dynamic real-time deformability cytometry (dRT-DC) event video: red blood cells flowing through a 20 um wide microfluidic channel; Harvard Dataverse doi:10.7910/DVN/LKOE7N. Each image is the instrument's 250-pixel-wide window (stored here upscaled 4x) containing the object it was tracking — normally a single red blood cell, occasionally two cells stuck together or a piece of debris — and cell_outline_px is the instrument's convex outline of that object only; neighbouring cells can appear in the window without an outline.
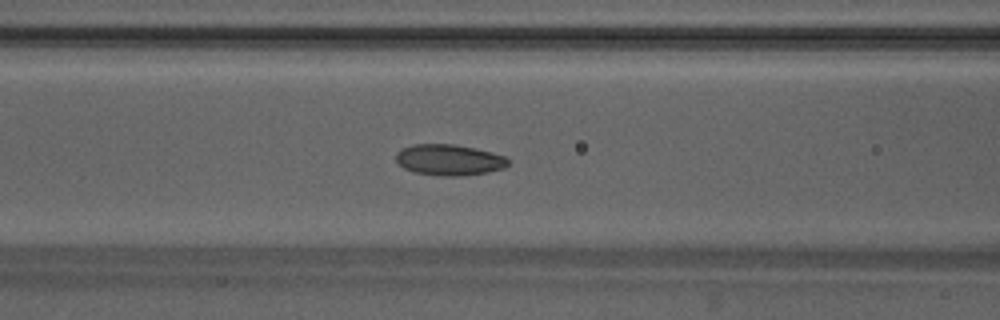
{"species": "Egyptian fruit bat (a non-hibernating species)", "species_latin": "Rousettus aegyptiacus", "temperature_condition": "warm", "stored_images_in_passage": 48, "camera_frame_rate_fps": 3000, "um_per_image_px": 0.085, "animal": {"sex": "male"}, "frame": {"image": 1, "passage_image": 20, "time_ms": 6.333, "image_size_px": [1000, 320], "cell_outline_px": [[508, 164], [504, 168], [488, 172], [460, 176], [444, 176], [416, 172], [404, 168], [396, 160], [396, 152], [400, 148], [412, 144], [452, 144], [476, 148], [492, 152], [504, 156], [508, 160]], "centroid_in_image_um": [38.16, 13.58], "position_along_channel_um": 128.4, "area_um2": 20.23}}
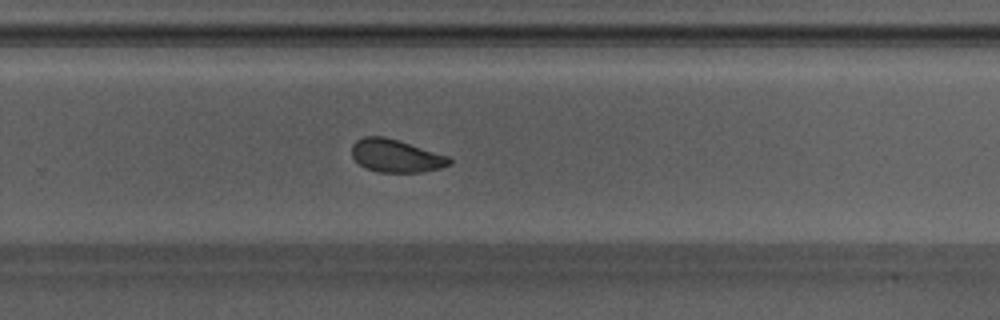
{"frame": {"image": 2, "passage_image": 32, "time_ms": 10.333, "image_size_px": [1000, 320], "cell_outline_px": [[452, 164], [440, 168], [424, 172], [380, 172], [364, 168], [352, 156], [352, 144], [356, 140], [364, 136], [384, 136], [448, 156], [452, 160]], "centroid_in_image_um": [33.64, 13.25], "position_along_channel_um": 296.2, "area_um2": 18.61}}
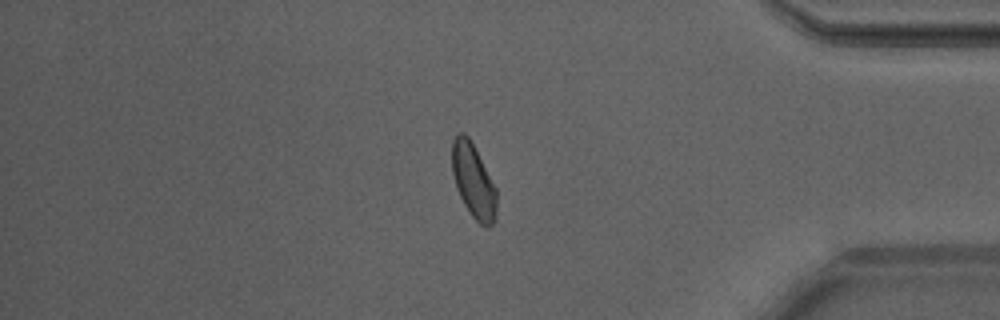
{"frame": {"image": 3, "passage_image": 41, "time_ms": 13.333, "image_size_px": [1000, 320], "cell_outline_px": [[496, 220], [492, 224], [484, 228], [472, 216], [464, 204], [456, 188], [452, 172], [452, 140], [456, 132], [464, 132], [468, 136], [496, 188]], "centroid_in_image_um": [40.22, 15.38], "position_along_channel_um": 395.0, "area_um2": 19.19}, "authors_computed_cell_mechanics": {"area_um2": 19.4786, "velocity_mm_per_s": 4.2044, "shape_relaxation_time_tau1_ms": 4.1811, "shape_relaxation_time_tau2_ms": 1.5148, "deformation_change_tau1": 0.1108, "deformation_change_tau2": 0.0594}}